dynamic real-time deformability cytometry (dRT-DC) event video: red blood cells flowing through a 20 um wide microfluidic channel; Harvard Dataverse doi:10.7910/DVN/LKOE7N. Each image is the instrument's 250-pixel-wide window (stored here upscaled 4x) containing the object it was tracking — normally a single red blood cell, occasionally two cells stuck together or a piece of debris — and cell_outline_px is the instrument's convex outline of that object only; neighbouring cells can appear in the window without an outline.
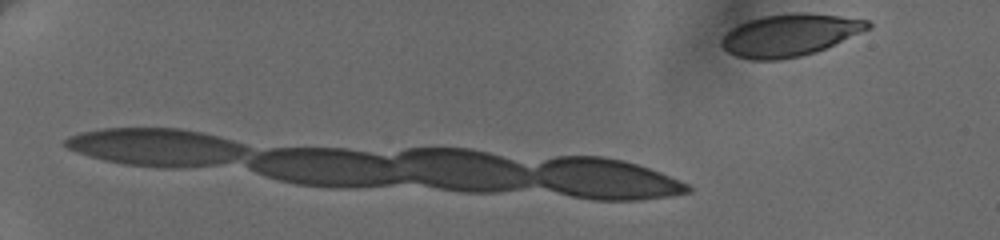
{"species": "human", "species_latin": "Homo sapiens", "temperature_condition": "cold", "stored_images_in_passage": 4, "camera_frame_rate_fps": 3000, "um_per_image_px": 0.085, "donor": {"sex": "female"}, "frame": {"image": 1, "passage_image": 4, "time_ms": 2.667, "image_size_px": [1000, 240], "cell_outline_px": [[872, 28], [816, 52], [800, 56], [780, 60], [752, 60], [736, 56], [728, 52], [720, 44], [720, 40], [732, 28], [748, 20], [764, 16], [792, 12], [804, 12], [840, 16], [868, 20], [872, 24]], "centroid_in_image_um": [67.15, 2.98], "position_along_channel_um": 17.9, "area_um2": 35.95}}